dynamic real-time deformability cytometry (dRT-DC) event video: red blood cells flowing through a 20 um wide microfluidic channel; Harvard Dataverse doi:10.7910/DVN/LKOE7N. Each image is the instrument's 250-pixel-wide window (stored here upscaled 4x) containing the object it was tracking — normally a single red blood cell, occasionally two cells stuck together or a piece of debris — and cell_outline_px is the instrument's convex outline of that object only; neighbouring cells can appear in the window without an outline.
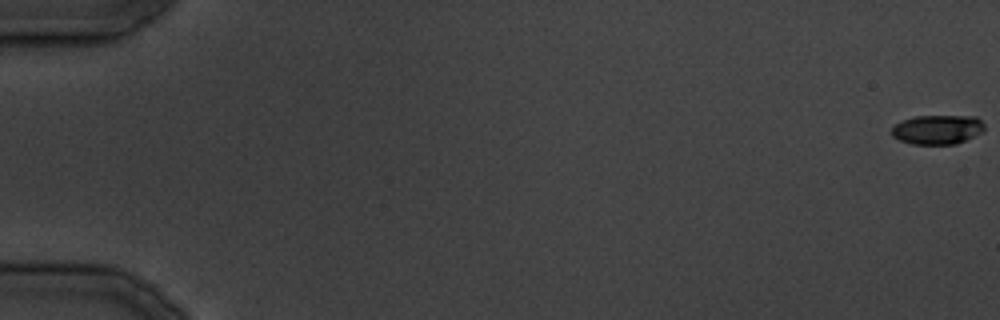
{"species": "common noctule bat (a hibernating species)", "species_latin": "Nyctalus noctula", "temperature_condition": "cold", "stored_images_in_passage": 16, "camera_frame_rate_fps": 3000, "um_per_image_px": 0.085, "animal": {"sex": "male", "body_mass_g": 19.5, "forearm_length_mm": 54.6}, "frame": {"image": 1, "passage_image": 1, "time_ms": 0.0, "image_size_px": [1000, 320], "cell_outline_px": [[984, 132], [956, 144], [912, 144], [900, 140], [892, 136], [892, 128], [900, 120], [916, 116], [976, 116], [984, 124]], "centroid_in_image_um": [79.69, 11.01], "position_along_channel_um": 5.3, "area_um2": 15.95}}
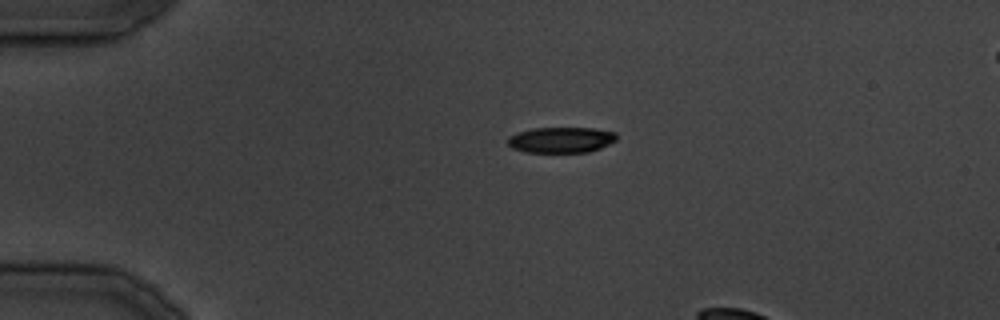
{"frame": {"image": 2, "passage_image": 9, "time_ms": 10.333, "image_size_px": [1000, 320], "cell_outline_px": [[616, 140], [600, 148], [588, 152], [528, 152], [512, 148], [508, 144], [508, 136], [532, 128], [592, 128], [616, 132]], "centroid_in_image_um": [47.69, 11.89], "position_along_channel_um": 37.3, "area_um2": 16.18}}